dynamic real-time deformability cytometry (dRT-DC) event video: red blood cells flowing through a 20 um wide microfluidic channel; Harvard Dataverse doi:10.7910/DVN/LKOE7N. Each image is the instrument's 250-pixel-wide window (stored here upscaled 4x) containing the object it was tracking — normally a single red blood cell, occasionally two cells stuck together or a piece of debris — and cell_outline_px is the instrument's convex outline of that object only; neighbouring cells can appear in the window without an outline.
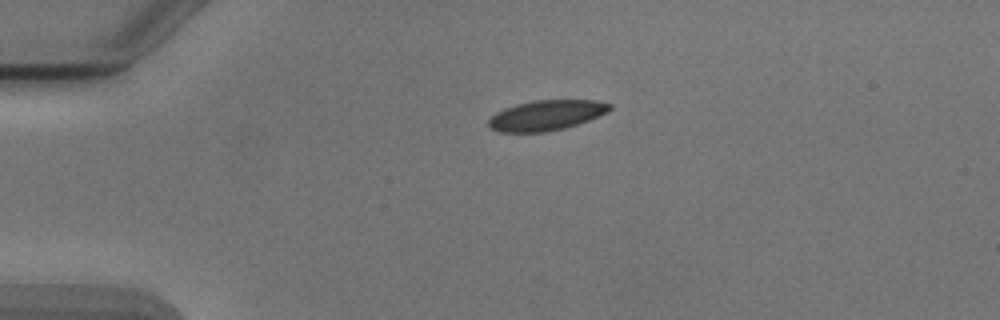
{"species": "Egyptian fruit bat (a non-hibernating species)", "species_latin": "Rousettus aegyptiacus", "temperature_condition": "cold", "stored_images_in_passage": 34, "camera_frame_rate_fps": 3000, "um_per_image_px": 0.085, "animal": {"sex": "male"}, "frame": {"image": 1, "passage_image": 1, "time_ms": 0.0, "image_size_px": [1000, 320], "cell_outline_px": [[612, 108], [608, 112], [588, 120], [564, 128], [544, 132], [500, 132], [488, 128], [488, 120], [496, 112], [504, 108], [516, 104], [536, 100], [592, 100], [612, 104]], "centroid_in_image_um": [46.41, 9.8], "position_along_channel_um": 38.6, "area_um2": 21.27}}
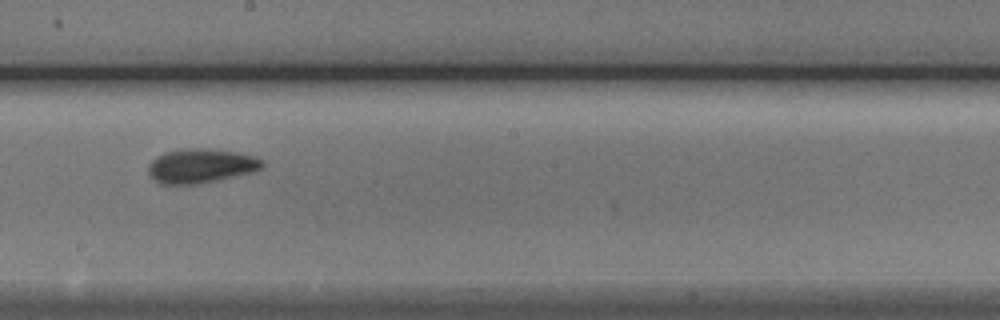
{"frame": {"image": 2, "passage_image": 19, "time_ms": 6.0, "image_size_px": [1000, 320], "cell_outline_px": [[264, 164], [260, 168], [252, 172], [216, 180], [196, 184], [160, 184], [148, 172], [148, 164], [156, 156], [164, 152], [184, 148], [208, 148], [236, 152], [256, 156], [264, 160]], "centroid_in_image_um": [17.07, 14.08], "position_along_channel_um": 231.1, "area_um2": 22.77}}
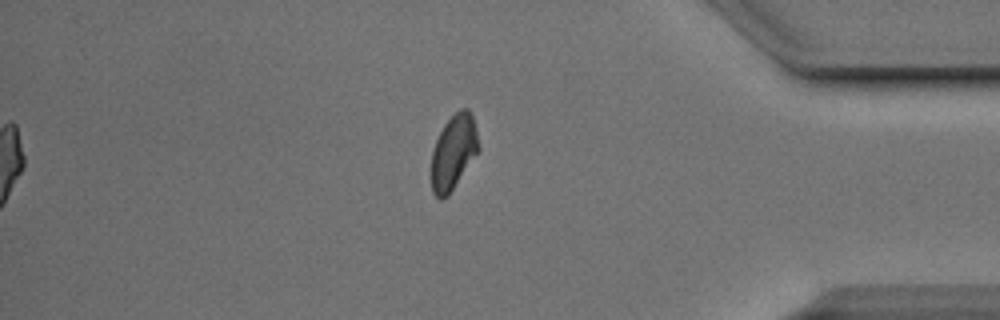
{"frame": {"image": 3, "passage_image": 34, "time_ms": 11.0, "image_size_px": [1000, 320], "cell_outline_px": [[480, 148], [452, 188], [440, 200], [432, 192], [432, 152], [436, 140], [444, 124], [460, 108], [468, 108], [472, 116]], "centroid_in_image_um": [38.54, 12.88], "position_along_channel_um": 396.7, "area_um2": 19.77}, "authors_computed_cell_mechanics": {"area_um2": 21.5594, "velocity_mm_per_s": 3.8756, "shape_relaxation_time_tau1_ms": 5.6028, "shape_relaxation_time_tau2_ms": 2.0043, "deformation_change_tau1": 0.1209, "deformation_change_tau2": 0.0666}}